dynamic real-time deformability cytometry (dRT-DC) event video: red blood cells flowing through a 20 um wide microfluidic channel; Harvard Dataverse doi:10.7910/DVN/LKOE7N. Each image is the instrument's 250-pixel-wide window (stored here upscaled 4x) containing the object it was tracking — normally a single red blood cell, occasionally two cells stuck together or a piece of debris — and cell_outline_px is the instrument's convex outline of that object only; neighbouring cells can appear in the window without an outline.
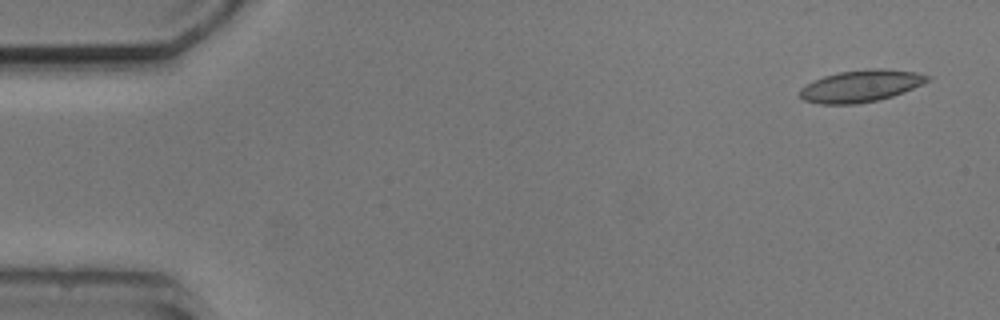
{"species": "common noctule bat (a hibernating species)", "species_latin": "Nyctalus noctula", "temperature_condition": "cold", "stored_images_in_passage": 4, "camera_frame_rate_fps": 3000, "um_per_image_px": 0.085, "animal": {"sex": "male", "body_mass_g": 20.5, "forearm_length_mm": 52.5}, "frame": {"image": 1, "passage_image": 1, "time_ms": 0.0, "image_size_px": [1000, 320], "cell_outline_px": [[932, 80], [904, 92], [892, 96], [876, 100], [856, 104], [820, 104], [804, 100], [800, 96], [800, 88], [812, 80], [824, 76], [840, 72], [868, 68], [888, 68], [916, 72], [932, 76]], "centroid_in_image_um": [73.21, 7.29], "position_along_channel_um": 11.8, "area_um2": 23.99}}